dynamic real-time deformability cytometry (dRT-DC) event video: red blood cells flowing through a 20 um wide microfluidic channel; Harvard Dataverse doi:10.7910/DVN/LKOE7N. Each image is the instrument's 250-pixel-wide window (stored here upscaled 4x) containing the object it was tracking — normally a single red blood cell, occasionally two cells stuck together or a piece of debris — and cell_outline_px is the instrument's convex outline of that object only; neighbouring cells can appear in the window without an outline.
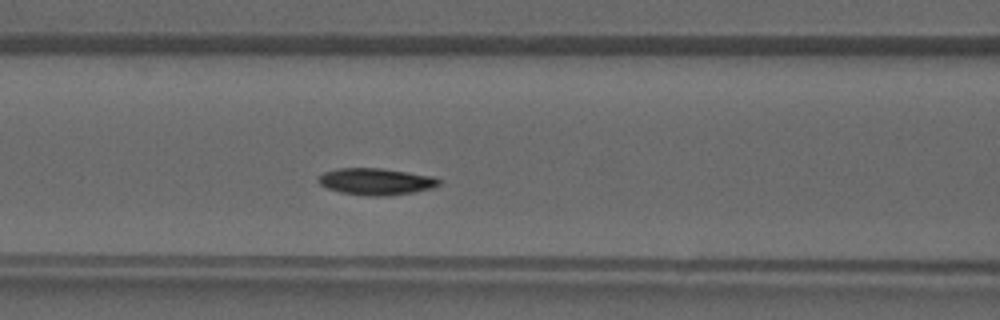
{"species": "common noctule bat (a hibernating species)", "species_latin": "Nyctalus noctula", "temperature_condition": "warm", "stored_images_in_passage": 35, "camera_frame_rate_fps": 3000, "um_per_image_px": 0.085, "animal": {"sex": "male", "forearm_length_mm": 52.5}, "frame": {"image": 1, "passage_image": 11, "time_ms": 3.333, "image_size_px": [1000, 320], "cell_outline_px": [[440, 184], [432, 188], [412, 192], [388, 196], [368, 196], [340, 192], [328, 188], [320, 184], [316, 180], [324, 172], [340, 168], [380, 168], [408, 172], [432, 176], [440, 180]], "centroid_in_image_um": [31.95, 15.43], "position_along_channel_um": 134.7, "area_um2": 18.67}}
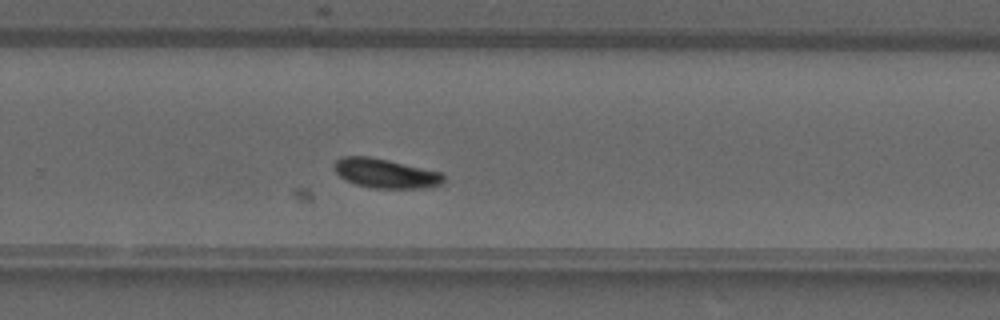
{"frame": {"image": 2, "passage_image": 21, "time_ms": 6.667, "image_size_px": [1000, 320], "cell_outline_px": [[444, 184], [432, 188], [372, 188], [356, 184], [340, 176], [336, 172], [336, 160], [344, 156], [368, 156], [388, 160], [440, 172], [444, 176]], "centroid_in_image_um": [32.83, 14.75], "position_along_channel_um": 297.0, "area_um2": 18.55}}
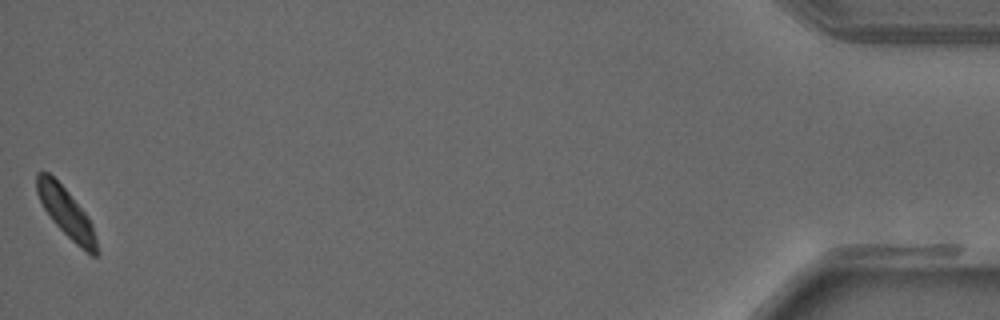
{"frame": {"image": 3, "passage_image": 35, "time_ms": 11.333, "image_size_px": [1000, 320], "cell_outline_px": [[100, 252], [96, 256], [92, 256], [80, 248], [52, 220], [44, 208], [36, 192], [36, 172], [48, 172], [68, 192], [88, 216], [92, 224]], "centroid_in_image_um": [5.65, 18.1], "position_along_channel_um": 429.5, "area_um2": 17.05}}